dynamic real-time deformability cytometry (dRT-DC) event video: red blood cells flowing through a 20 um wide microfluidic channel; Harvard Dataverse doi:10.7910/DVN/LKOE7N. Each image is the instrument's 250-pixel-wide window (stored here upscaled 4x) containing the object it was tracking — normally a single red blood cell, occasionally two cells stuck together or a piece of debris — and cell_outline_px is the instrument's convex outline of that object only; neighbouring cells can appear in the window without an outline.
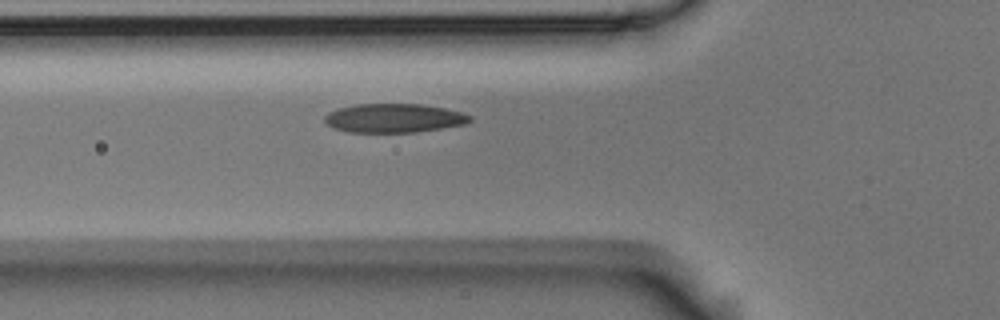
{"species": "Egyptian fruit bat (a non-hibernating species)", "species_latin": "Rousettus aegyptiacus", "temperature_condition": "room temperature", "stored_images_in_passage": 3, "camera_frame_rate_fps": 3000, "um_per_image_px": 0.085, "animal": {"sex": "male"}, "frame": {"image": 1, "passage_image": 3, "time_ms": 0.667, "image_size_px": [1000, 320], "cell_outline_px": [[472, 120], [464, 124], [416, 132], [348, 132], [332, 128], [324, 120], [324, 116], [328, 112], [336, 108], [356, 104], [420, 104], [444, 108], [460, 112], [472, 116]], "centroid_in_image_um": [33.43, 10.03], "position_along_channel_um": 92.4, "area_um2": 24.45}}